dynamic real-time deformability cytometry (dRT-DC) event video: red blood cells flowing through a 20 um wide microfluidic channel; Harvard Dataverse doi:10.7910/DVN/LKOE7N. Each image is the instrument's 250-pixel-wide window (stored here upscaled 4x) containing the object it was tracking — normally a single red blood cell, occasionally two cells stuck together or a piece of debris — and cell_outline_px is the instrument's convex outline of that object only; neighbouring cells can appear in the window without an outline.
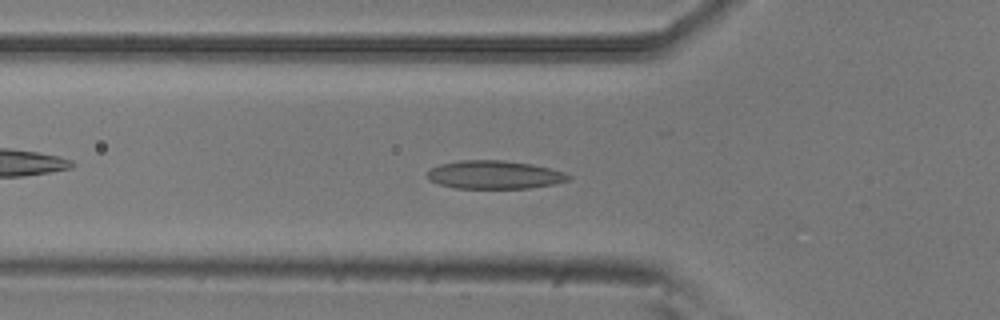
{"species": "common noctule bat (a hibernating species)", "species_latin": "Nyctalus noctula", "temperature_condition": "room temperature", "stored_images_in_passage": 32, "camera_frame_rate_fps": 3000, "um_per_image_px": 0.085, "animal": {"sex": "male", "body_mass_g": 20.5, "forearm_length_mm": 52.5}, "frame": {"image": 1, "passage_image": 17, "time_ms": 5.333, "image_size_px": [1000, 320], "cell_outline_px": [[572, 176], [568, 180], [556, 184], [528, 188], [456, 188], [440, 184], [428, 180], [428, 168], [440, 164], [460, 160], [504, 160], [532, 164], [564, 172]], "centroid_in_image_um": [42.02, 14.85], "position_along_channel_um": 83.8, "area_um2": 23.29}}
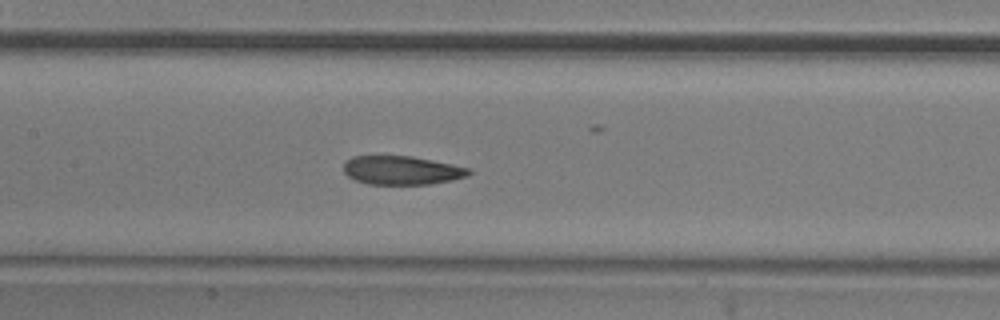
{"frame": {"image": 2, "passage_image": 24, "time_ms": 7.667, "image_size_px": [1000, 320], "cell_outline_px": [[472, 172], [468, 176], [452, 180], [432, 184], [368, 184], [356, 180], [348, 176], [344, 172], [344, 164], [352, 156], [412, 156], [452, 164], [468, 168]], "centroid_in_image_um": [34.16, 14.48], "position_along_channel_um": 173.2, "area_um2": 20.87}}
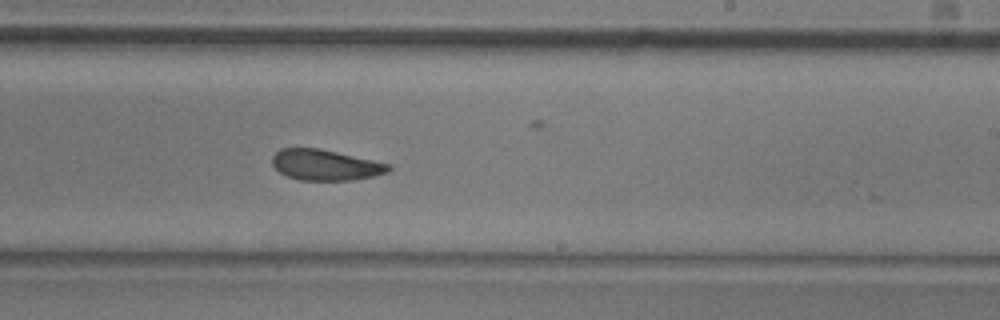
{"frame": {"image": 3, "passage_image": 31, "time_ms": 10.0, "image_size_px": [1000, 320], "cell_outline_px": [[392, 168], [388, 172], [372, 176], [352, 180], [300, 180], [288, 176], [280, 172], [272, 164], [272, 156], [280, 148], [320, 148], [392, 164]], "centroid_in_image_um": [27.67, 14.01], "position_along_channel_um": 261.3, "area_um2": 20.87}}